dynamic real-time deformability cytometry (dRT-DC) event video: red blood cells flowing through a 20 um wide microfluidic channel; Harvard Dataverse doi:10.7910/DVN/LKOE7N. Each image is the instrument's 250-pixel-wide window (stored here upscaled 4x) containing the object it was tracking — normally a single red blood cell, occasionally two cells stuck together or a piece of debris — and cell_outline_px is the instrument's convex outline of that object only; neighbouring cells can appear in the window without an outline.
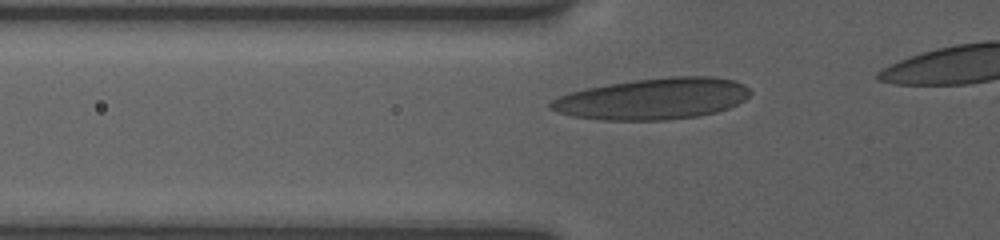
{"species": "human", "species_latin": "Homo sapiens", "temperature_condition": "room temperature", "stored_images_in_passage": 34, "camera_frame_rate_fps": 3000, "um_per_image_px": 0.085, "donor": {"sex": "female"}, "frame": {"image": 1, "passage_image": 6, "time_ms": 1.667, "image_size_px": [1000, 240], "cell_outline_px": [[752, 92], [744, 100], [728, 108], [716, 112], [696, 116], [664, 120], [600, 120], [572, 116], [556, 112], [548, 108], [548, 104], [552, 100], [560, 96], [584, 88], [608, 84], [636, 80], [672, 76], [712, 76], [736, 80], [744, 84]], "centroid_in_image_um": [55.5, 8.39], "position_along_channel_um": 70.3, "area_um2": 48.09}}
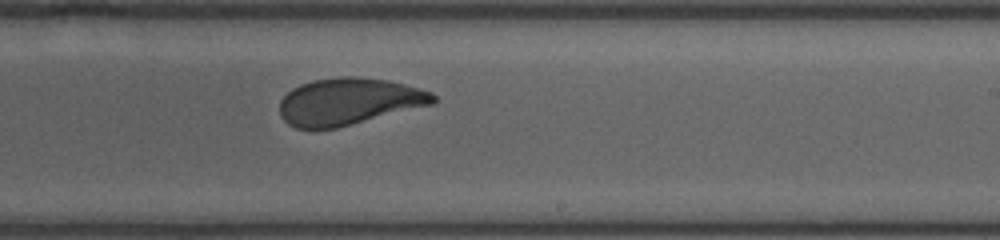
{"frame": {"image": 2, "passage_image": 21, "time_ms": 6.667, "image_size_px": [1000, 240], "cell_outline_px": [[436, 100], [432, 104], [336, 128], [296, 128], [288, 124], [280, 116], [280, 100], [292, 88], [300, 84], [312, 80], [340, 76], [356, 76], [388, 80], [404, 84], [432, 92], [436, 96]], "centroid_in_image_um": [29.62, 8.61], "position_along_channel_um": 259.4, "area_um2": 41.79}}
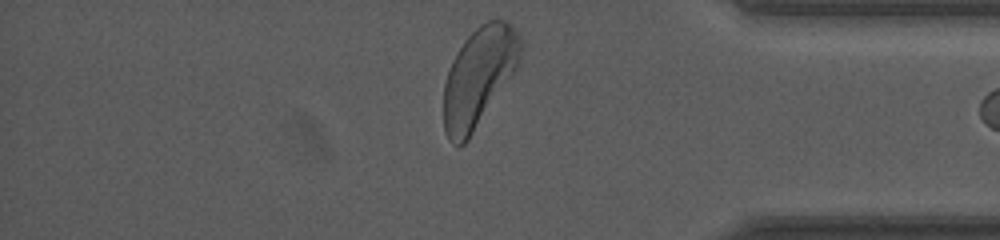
{"frame": {"image": 3, "passage_image": 33, "time_ms": 10.667, "image_size_px": [1000, 240], "cell_outline_px": [[520, 64], [468, 140], [464, 144], [456, 148], [448, 140], [444, 132], [444, 84], [452, 60], [464, 40], [480, 24], [488, 20], [508, 20], [520, 36]], "centroid_in_image_um": [40.69, 6.56], "position_along_channel_um": 394.5, "area_um2": 44.33}}